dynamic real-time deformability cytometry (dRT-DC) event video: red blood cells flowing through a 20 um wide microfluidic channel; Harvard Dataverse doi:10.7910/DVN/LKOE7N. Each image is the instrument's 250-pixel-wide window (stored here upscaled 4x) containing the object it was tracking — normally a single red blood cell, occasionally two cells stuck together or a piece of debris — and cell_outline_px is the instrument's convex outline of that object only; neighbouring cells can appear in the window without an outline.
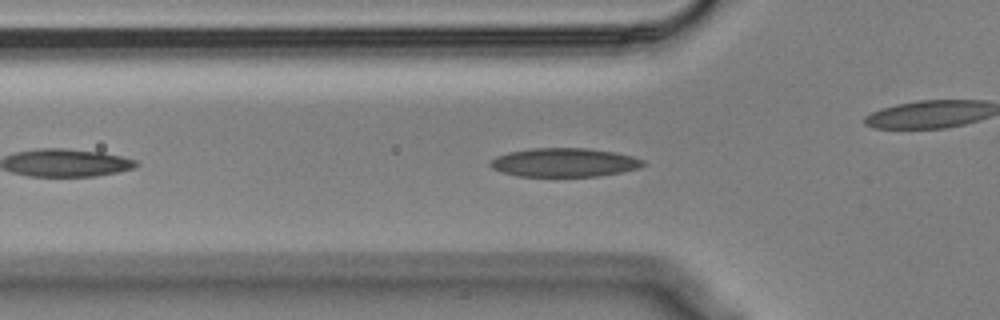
{"species": "Egyptian fruit bat (a non-hibernating species)", "species_latin": "Rousettus aegyptiacus", "temperature_condition": "cold", "stored_images_in_passage": 12, "camera_frame_rate_fps": 3000, "um_per_image_px": 0.085, "animal": {"sex": "male"}, "frame": {"image": 1, "passage_image": 7, "time_ms": 2.0, "image_size_px": [1000, 320], "cell_outline_px": [[644, 164], [640, 168], [600, 176], [516, 176], [492, 168], [488, 164], [496, 156], [508, 152], [532, 148], [584, 148], [612, 152], [632, 156], [644, 160]], "centroid_in_image_um": [47.95, 13.81], "position_along_channel_um": 77.9, "area_um2": 25.43}}